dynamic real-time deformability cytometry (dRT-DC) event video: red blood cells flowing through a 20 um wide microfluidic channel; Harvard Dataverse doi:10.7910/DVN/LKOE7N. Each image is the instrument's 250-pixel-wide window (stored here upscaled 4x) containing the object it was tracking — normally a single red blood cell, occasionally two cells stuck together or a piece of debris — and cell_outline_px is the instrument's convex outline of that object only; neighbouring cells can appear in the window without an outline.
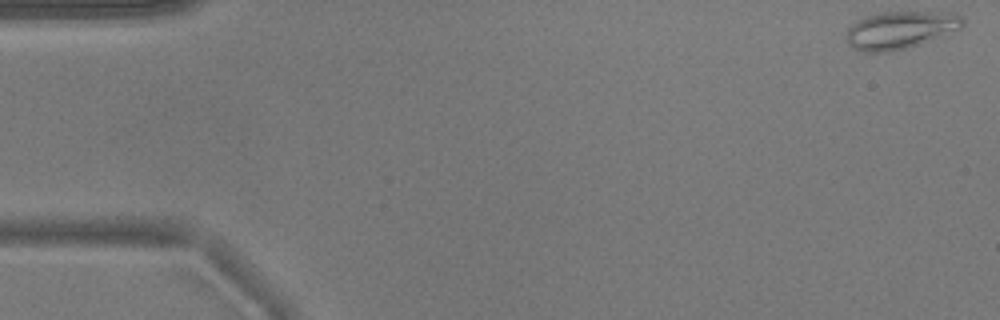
{"species": "common noctule bat (a hibernating species)", "species_latin": "Nyctalus noctula", "temperature_condition": "warm", "stored_images_in_passage": 52, "camera_frame_rate_fps": 3000, "um_per_image_px": 0.085, "animal": {"sex": "male", "body_mass_g": 17.9}, "frame": {"image": 1, "passage_image": 1, "time_ms": 0.0, "image_size_px": [1000, 320], "cell_outline_px": [[964, 24], [960, 28], [944, 36], [904, 48], [888, 52], [864, 52], [848, 44], [844, 40], [848, 28], [856, 20], [880, 12], [956, 12], [964, 20]], "centroid_in_image_um": [76.52, 2.54], "position_along_channel_um": 8.5, "area_um2": 25.49}}
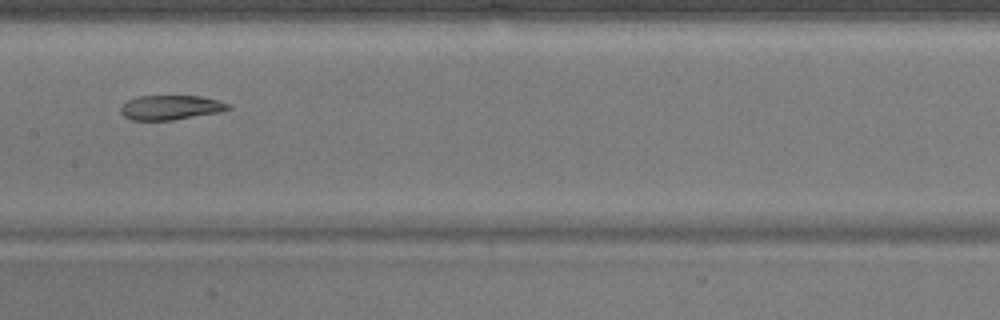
{"frame": {"image": 2, "passage_image": 26, "time_ms": 8.333, "image_size_px": [1000, 320], "cell_outline_px": [[232, 108], [220, 112], [172, 120], [132, 120], [124, 116], [120, 112], [120, 108], [128, 100], [140, 96], [200, 96], [220, 100], [232, 104]], "centroid_in_image_um": [14.56, 9.13], "position_along_channel_um": 192.8, "area_um2": 15.43}}
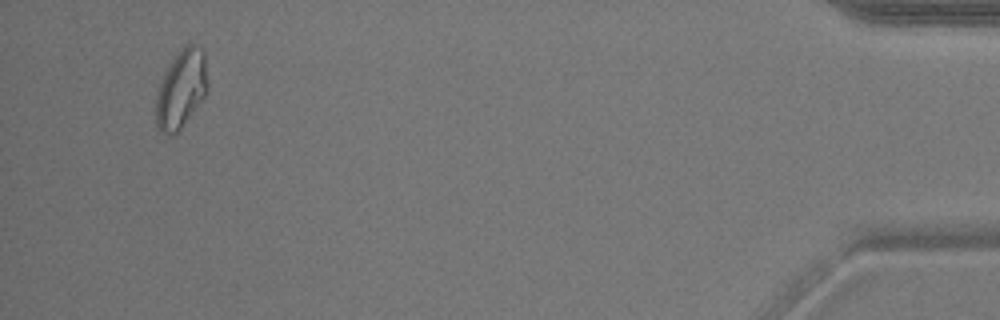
{"frame": {"image": 3, "passage_image": 50, "time_ms": 16.333, "image_size_px": [1000, 320], "cell_outline_px": [[208, 88], [204, 96], [180, 128], [172, 136], [160, 132], [156, 124], [156, 96], [164, 72], [180, 48], [184, 44], [196, 44], [204, 52], [208, 80]], "centroid_in_image_um": [15.4, 7.53], "position_along_channel_um": 419.8, "area_um2": 23.41}, "authors_computed_cell_mechanics": {"area_um2": 19.5942, "velocity_mm_per_s": 3.8024, "shape_relaxation_time_tau1_ms": null, "shape_relaxation_time_tau2_ms": 2.0617, "deformation_change_tau1": null, "deformation_change_tau2": 0.0614}}